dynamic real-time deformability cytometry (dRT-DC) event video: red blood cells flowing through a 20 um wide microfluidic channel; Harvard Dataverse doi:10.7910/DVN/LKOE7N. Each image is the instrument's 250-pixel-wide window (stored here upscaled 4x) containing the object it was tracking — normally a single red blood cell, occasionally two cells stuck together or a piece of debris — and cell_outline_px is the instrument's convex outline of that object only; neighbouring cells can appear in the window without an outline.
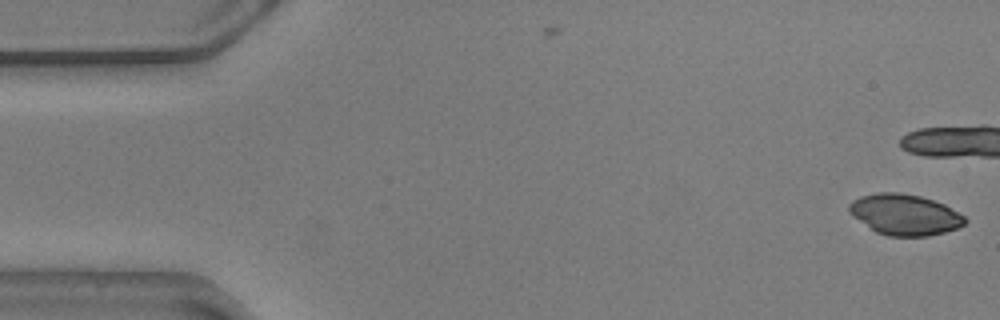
{"species": "common noctule bat (a hibernating species)", "species_latin": "Nyctalus noctula", "temperature_condition": "warm", "stored_images_in_passage": 2, "camera_frame_rate_fps": 3000, "um_per_image_px": 0.085, "animal": {"sex": "male", "body_mass_g": 20.5, "forearm_length_mm": 52.5}, "frame": {"image": 1, "passage_image": 2, "time_ms": 0.333, "image_size_px": [1000, 320], "cell_outline_px": [[968, 220], [964, 224], [956, 228], [944, 232], [928, 236], [888, 236], [876, 232], [852, 216], [848, 212], [848, 204], [852, 200], [860, 196], [880, 192], [900, 192], [920, 196], [944, 204], [964, 216]], "centroid_in_image_um": [76.87, 18.24], "position_along_channel_um": 8.1, "area_um2": 27.57}}